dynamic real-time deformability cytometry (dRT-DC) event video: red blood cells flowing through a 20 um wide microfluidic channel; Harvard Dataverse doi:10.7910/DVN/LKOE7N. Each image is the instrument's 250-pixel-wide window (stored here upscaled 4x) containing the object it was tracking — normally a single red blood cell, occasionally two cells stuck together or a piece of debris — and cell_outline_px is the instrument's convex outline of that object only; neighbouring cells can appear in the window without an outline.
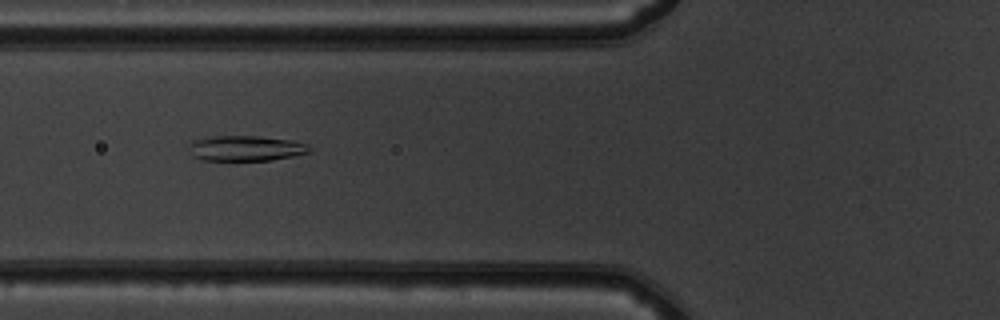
{"species": "common noctule bat (a hibernating species)", "species_latin": "Nyctalus noctula", "temperature_condition": "warm", "stored_images_in_passage": 52, "camera_frame_rate_fps": 3000, "um_per_image_px": 0.085, "animal": {"sex": "male", "body_mass_g": 19.5, "forearm_length_mm": 54.6}, "frame": {"image": 1, "passage_image": 20, "time_ms": 6.333, "image_size_px": [1000, 320], "cell_outline_px": [[312, 152], [272, 160], [204, 160], [192, 156], [188, 148], [188, 144], [192, 140], [208, 136], [256, 136], [292, 140], [308, 144], [312, 148]], "centroid_in_image_um": [20.88, 12.6], "position_along_channel_um": 104.9, "area_um2": 18.03}}
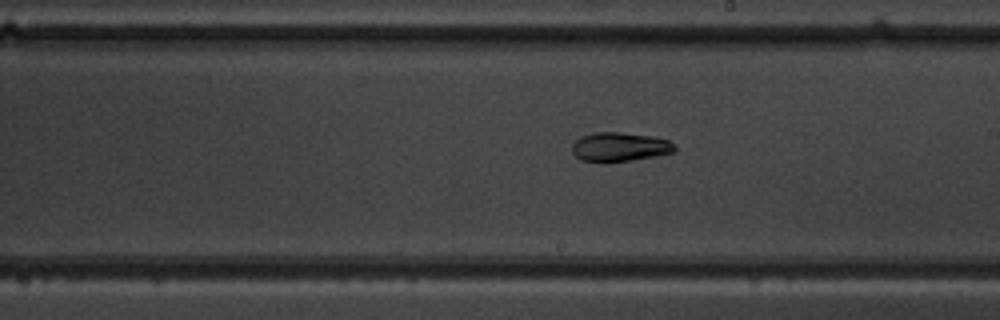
{"frame": {"image": 2, "passage_image": 30, "time_ms": 9.667, "image_size_px": [1000, 320], "cell_outline_px": [[676, 152], [656, 156], [632, 160], [580, 160], [572, 152], [572, 144], [580, 136], [596, 132], [620, 132], [652, 136], [668, 140], [676, 144]], "centroid_in_image_um": [52.72, 12.46], "position_along_channel_um": 236.3, "area_um2": 17.17}}
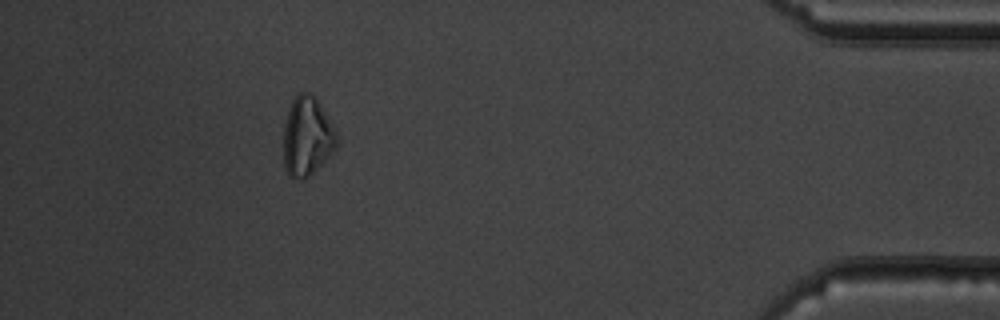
{"frame": {"image": 3, "passage_image": 47, "time_ms": 15.333, "image_size_px": [1000, 320], "cell_outline_px": [[336, 148], [308, 176], [300, 180], [288, 176], [284, 168], [284, 124], [288, 108], [296, 92], [308, 92], [316, 96], [336, 128]], "centroid_in_image_um": [26.09, 11.54], "position_along_channel_um": 409.1, "area_um2": 24.74}, "authors_computed_cell_mechanics": {"area_um2": 20.9525, "velocity_mm_per_s": 3.947, "shape_relaxation_time_tau1_ms": 7.2557, "shape_relaxation_time_tau2_ms": null, "deformation_change_tau1": 0.1804, "deformation_change_tau2": null}}